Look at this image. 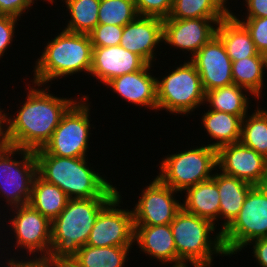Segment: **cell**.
Wrapping results in <instances>:
<instances>
[{"instance_id":"1","label":"cell","mask_w":267,"mask_h":267,"mask_svg":"<svg viewBox=\"0 0 267 267\" xmlns=\"http://www.w3.org/2000/svg\"><path fill=\"white\" fill-rule=\"evenodd\" d=\"M26 85L25 101L20 102L15 114H10L9 110L6 114L7 145L35 151L51 139L62 116L80 97L55 96L50 93L51 84L32 82Z\"/></svg>"},{"instance_id":"2","label":"cell","mask_w":267,"mask_h":267,"mask_svg":"<svg viewBox=\"0 0 267 267\" xmlns=\"http://www.w3.org/2000/svg\"><path fill=\"white\" fill-rule=\"evenodd\" d=\"M34 154L37 174L45 181L57 185L70 199L116 197L120 193L113 182L107 180L105 174L98 169L96 172L93 166L91 167L93 163H89L88 157L54 156L43 148L35 150Z\"/></svg>"},{"instance_id":"3","label":"cell","mask_w":267,"mask_h":267,"mask_svg":"<svg viewBox=\"0 0 267 267\" xmlns=\"http://www.w3.org/2000/svg\"><path fill=\"white\" fill-rule=\"evenodd\" d=\"M54 36L44 44L43 52H39L41 55L33 65V79L30 82L49 85L55 79L59 81L75 74L80 75L81 72L89 76L93 50L89 35L62 29Z\"/></svg>"},{"instance_id":"4","label":"cell","mask_w":267,"mask_h":267,"mask_svg":"<svg viewBox=\"0 0 267 267\" xmlns=\"http://www.w3.org/2000/svg\"><path fill=\"white\" fill-rule=\"evenodd\" d=\"M115 197L69 199L65 209L51 222V260H71L86 245L99 213Z\"/></svg>"},{"instance_id":"5","label":"cell","mask_w":267,"mask_h":267,"mask_svg":"<svg viewBox=\"0 0 267 267\" xmlns=\"http://www.w3.org/2000/svg\"><path fill=\"white\" fill-rule=\"evenodd\" d=\"M170 227L175 240L178 264L189 262L193 267H213L214 255L228 256L222 243V232L218 231L211 221L182 208L170 223Z\"/></svg>"},{"instance_id":"6","label":"cell","mask_w":267,"mask_h":267,"mask_svg":"<svg viewBox=\"0 0 267 267\" xmlns=\"http://www.w3.org/2000/svg\"><path fill=\"white\" fill-rule=\"evenodd\" d=\"M166 73L163 77H156L157 112L165 110L175 116L188 117L195 109L205 105L206 92L190 59Z\"/></svg>"},{"instance_id":"7","label":"cell","mask_w":267,"mask_h":267,"mask_svg":"<svg viewBox=\"0 0 267 267\" xmlns=\"http://www.w3.org/2000/svg\"><path fill=\"white\" fill-rule=\"evenodd\" d=\"M159 163L156 176L183 196L187 188L212 178L217 170V150L201 144L167 154Z\"/></svg>"},{"instance_id":"8","label":"cell","mask_w":267,"mask_h":267,"mask_svg":"<svg viewBox=\"0 0 267 267\" xmlns=\"http://www.w3.org/2000/svg\"><path fill=\"white\" fill-rule=\"evenodd\" d=\"M36 175L37 161L33 150L10 145L0 147V201L6 202L3 211L6 207L29 203Z\"/></svg>"},{"instance_id":"9","label":"cell","mask_w":267,"mask_h":267,"mask_svg":"<svg viewBox=\"0 0 267 267\" xmlns=\"http://www.w3.org/2000/svg\"><path fill=\"white\" fill-rule=\"evenodd\" d=\"M8 210L6 209V213L9 212L10 218L7 215L3 217L5 220H2L1 228L4 230L7 227L5 232L10 230L9 236L12 234L10 238L12 240L10 242L8 238L3 242L8 241L9 243H5L10 245L15 239L16 241L14 240L12 243L15 245L11 246L14 247V249L11 248L12 251L15 250L18 254L21 251L20 254L23 253L26 258L48 257L51 250V221L29 204L15 206ZM5 217H8L9 220Z\"/></svg>"},{"instance_id":"10","label":"cell","mask_w":267,"mask_h":267,"mask_svg":"<svg viewBox=\"0 0 267 267\" xmlns=\"http://www.w3.org/2000/svg\"><path fill=\"white\" fill-rule=\"evenodd\" d=\"M82 95L62 116L58 127L43 149L50 155L79 158L88 157L91 128V102L88 94ZM93 125V127H92ZM89 149V150H88Z\"/></svg>"},{"instance_id":"11","label":"cell","mask_w":267,"mask_h":267,"mask_svg":"<svg viewBox=\"0 0 267 267\" xmlns=\"http://www.w3.org/2000/svg\"><path fill=\"white\" fill-rule=\"evenodd\" d=\"M221 235L228 257L248 248L252 240L267 238V185L249 190L238 216Z\"/></svg>"},{"instance_id":"12","label":"cell","mask_w":267,"mask_h":267,"mask_svg":"<svg viewBox=\"0 0 267 267\" xmlns=\"http://www.w3.org/2000/svg\"><path fill=\"white\" fill-rule=\"evenodd\" d=\"M141 189L138 202L132 208L134 226H158L170 224L182 209L179 192L164 184L157 176ZM176 197V198H175Z\"/></svg>"},{"instance_id":"13","label":"cell","mask_w":267,"mask_h":267,"mask_svg":"<svg viewBox=\"0 0 267 267\" xmlns=\"http://www.w3.org/2000/svg\"><path fill=\"white\" fill-rule=\"evenodd\" d=\"M120 192L98 215L86 245L94 247L133 246L134 219L128 208H120L123 200ZM121 204V205H120Z\"/></svg>"},{"instance_id":"14","label":"cell","mask_w":267,"mask_h":267,"mask_svg":"<svg viewBox=\"0 0 267 267\" xmlns=\"http://www.w3.org/2000/svg\"><path fill=\"white\" fill-rule=\"evenodd\" d=\"M224 18L163 19V44L187 53L191 59L197 51L216 35L218 23ZM172 47V48H171ZM189 57V58H188Z\"/></svg>"},{"instance_id":"15","label":"cell","mask_w":267,"mask_h":267,"mask_svg":"<svg viewBox=\"0 0 267 267\" xmlns=\"http://www.w3.org/2000/svg\"><path fill=\"white\" fill-rule=\"evenodd\" d=\"M217 169L253 186L267 185V159L240 141L217 150Z\"/></svg>"},{"instance_id":"16","label":"cell","mask_w":267,"mask_h":267,"mask_svg":"<svg viewBox=\"0 0 267 267\" xmlns=\"http://www.w3.org/2000/svg\"><path fill=\"white\" fill-rule=\"evenodd\" d=\"M190 60L196 66L205 92L234 83L232 61L217 35L204 44Z\"/></svg>"},{"instance_id":"17","label":"cell","mask_w":267,"mask_h":267,"mask_svg":"<svg viewBox=\"0 0 267 267\" xmlns=\"http://www.w3.org/2000/svg\"><path fill=\"white\" fill-rule=\"evenodd\" d=\"M163 43V19L138 16L123 27L120 46L139 55L147 64H155L157 47Z\"/></svg>"},{"instance_id":"18","label":"cell","mask_w":267,"mask_h":267,"mask_svg":"<svg viewBox=\"0 0 267 267\" xmlns=\"http://www.w3.org/2000/svg\"><path fill=\"white\" fill-rule=\"evenodd\" d=\"M153 64H146L137 72L127 73L122 76L111 79L105 87L117 94L120 98L134 104L133 106L145 107L146 110H154L157 112V89L156 76L152 74L154 71ZM153 68V69H152Z\"/></svg>"},{"instance_id":"19","label":"cell","mask_w":267,"mask_h":267,"mask_svg":"<svg viewBox=\"0 0 267 267\" xmlns=\"http://www.w3.org/2000/svg\"><path fill=\"white\" fill-rule=\"evenodd\" d=\"M146 64L139 55L120 45L93 47L89 75L103 86L113 78L141 70Z\"/></svg>"},{"instance_id":"20","label":"cell","mask_w":267,"mask_h":267,"mask_svg":"<svg viewBox=\"0 0 267 267\" xmlns=\"http://www.w3.org/2000/svg\"><path fill=\"white\" fill-rule=\"evenodd\" d=\"M134 227V245L138 246L139 251L161 264H178V255L170 224Z\"/></svg>"},{"instance_id":"21","label":"cell","mask_w":267,"mask_h":267,"mask_svg":"<svg viewBox=\"0 0 267 267\" xmlns=\"http://www.w3.org/2000/svg\"><path fill=\"white\" fill-rule=\"evenodd\" d=\"M212 178L215 180L220 197L219 231L223 232L238 216L246 195L253 185L222 173L217 169Z\"/></svg>"},{"instance_id":"22","label":"cell","mask_w":267,"mask_h":267,"mask_svg":"<svg viewBox=\"0 0 267 267\" xmlns=\"http://www.w3.org/2000/svg\"><path fill=\"white\" fill-rule=\"evenodd\" d=\"M182 198V208L200 218L211 221L216 227L220 211V197L217 184L213 178L187 188ZM218 226H217V224Z\"/></svg>"},{"instance_id":"23","label":"cell","mask_w":267,"mask_h":267,"mask_svg":"<svg viewBox=\"0 0 267 267\" xmlns=\"http://www.w3.org/2000/svg\"><path fill=\"white\" fill-rule=\"evenodd\" d=\"M231 61L255 56L258 52L246 27L230 12L216 28Z\"/></svg>"},{"instance_id":"24","label":"cell","mask_w":267,"mask_h":267,"mask_svg":"<svg viewBox=\"0 0 267 267\" xmlns=\"http://www.w3.org/2000/svg\"><path fill=\"white\" fill-rule=\"evenodd\" d=\"M201 125L210 137L209 147H220L240 141L242 118L222 111L206 110L202 112ZM215 140V141H213Z\"/></svg>"},{"instance_id":"25","label":"cell","mask_w":267,"mask_h":267,"mask_svg":"<svg viewBox=\"0 0 267 267\" xmlns=\"http://www.w3.org/2000/svg\"><path fill=\"white\" fill-rule=\"evenodd\" d=\"M250 95L252 96L251 98H255L247 89L232 83L224 87L206 91L204 104L210 110L230 113L240 116L243 119L248 114V110L252 109L249 107V104L252 103L249 102L251 101L249 98Z\"/></svg>"},{"instance_id":"26","label":"cell","mask_w":267,"mask_h":267,"mask_svg":"<svg viewBox=\"0 0 267 267\" xmlns=\"http://www.w3.org/2000/svg\"><path fill=\"white\" fill-rule=\"evenodd\" d=\"M69 197L57 185L35 176L29 205L51 222L65 209Z\"/></svg>"},{"instance_id":"27","label":"cell","mask_w":267,"mask_h":267,"mask_svg":"<svg viewBox=\"0 0 267 267\" xmlns=\"http://www.w3.org/2000/svg\"><path fill=\"white\" fill-rule=\"evenodd\" d=\"M265 55L257 53L255 56L246 57L238 61H232L233 82L239 87L247 89L259 100L263 98L265 92ZM263 95V96H262Z\"/></svg>"},{"instance_id":"28","label":"cell","mask_w":267,"mask_h":267,"mask_svg":"<svg viewBox=\"0 0 267 267\" xmlns=\"http://www.w3.org/2000/svg\"><path fill=\"white\" fill-rule=\"evenodd\" d=\"M133 246L94 247L84 245L71 261L78 267H125Z\"/></svg>"},{"instance_id":"29","label":"cell","mask_w":267,"mask_h":267,"mask_svg":"<svg viewBox=\"0 0 267 267\" xmlns=\"http://www.w3.org/2000/svg\"><path fill=\"white\" fill-rule=\"evenodd\" d=\"M69 13L63 30L71 33L89 34L98 25V13L101 0H60Z\"/></svg>"},{"instance_id":"30","label":"cell","mask_w":267,"mask_h":267,"mask_svg":"<svg viewBox=\"0 0 267 267\" xmlns=\"http://www.w3.org/2000/svg\"><path fill=\"white\" fill-rule=\"evenodd\" d=\"M259 106L242 119L240 142L267 159V108Z\"/></svg>"},{"instance_id":"31","label":"cell","mask_w":267,"mask_h":267,"mask_svg":"<svg viewBox=\"0 0 267 267\" xmlns=\"http://www.w3.org/2000/svg\"><path fill=\"white\" fill-rule=\"evenodd\" d=\"M220 0H173L168 18H225L231 10Z\"/></svg>"},{"instance_id":"32","label":"cell","mask_w":267,"mask_h":267,"mask_svg":"<svg viewBox=\"0 0 267 267\" xmlns=\"http://www.w3.org/2000/svg\"><path fill=\"white\" fill-rule=\"evenodd\" d=\"M134 0H101L98 24L124 27L138 17Z\"/></svg>"},{"instance_id":"33","label":"cell","mask_w":267,"mask_h":267,"mask_svg":"<svg viewBox=\"0 0 267 267\" xmlns=\"http://www.w3.org/2000/svg\"><path fill=\"white\" fill-rule=\"evenodd\" d=\"M231 13L246 27L250 33L251 39L254 42L255 48L258 53L267 54V17L259 18H241L237 13ZM237 16H236V15Z\"/></svg>"},{"instance_id":"34","label":"cell","mask_w":267,"mask_h":267,"mask_svg":"<svg viewBox=\"0 0 267 267\" xmlns=\"http://www.w3.org/2000/svg\"><path fill=\"white\" fill-rule=\"evenodd\" d=\"M123 27L118 25L98 24L88 35L92 47L120 45Z\"/></svg>"},{"instance_id":"35","label":"cell","mask_w":267,"mask_h":267,"mask_svg":"<svg viewBox=\"0 0 267 267\" xmlns=\"http://www.w3.org/2000/svg\"><path fill=\"white\" fill-rule=\"evenodd\" d=\"M0 248L2 249L1 253L3 252L2 254H0L1 255L0 259H2L0 260V262L4 263L5 261V263H7L10 267H61V261L51 260L48 257L26 258L23 255L18 256V254H16L15 252L13 253V256H12L11 255L12 251L11 250L9 251L10 249L9 247L5 246L4 248L2 247ZM5 251H9L10 253L9 252L6 253ZM5 253L7 256L5 255ZM3 254H4V257H2ZM9 255H10V259L8 258Z\"/></svg>"},{"instance_id":"36","label":"cell","mask_w":267,"mask_h":267,"mask_svg":"<svg viewBox=\"0 0 267 267\" xmlns=\"http://www.w3.org/2000/svg\"><path fill=\"white\" fill-rule=\"evenodd\" d=\"M139 16L158 17L166 19L169 17L173 0H134Z\"/></svg>"},{"instance_id":"37","label":"cell","mask_w":267,"mask_h":267,"mask_svg":"<svg viewBox=\"0 0 267 267\" xmlns=\"http://www.w3.org/2000/svg\"><path fill=\"white\" fill-rule=\"evenodd\" d=\"M21 19L11 16V15H1L0 14V60L5 56L10 46L12 47V42H14L16 26L19 25L18 21ZM15 37V38H14Z\"/></svg>"},{"instance_id":"38","label":"cell","mask_w":267,"mask_h":267,"mask_svg":"<svg viewBox=\"0 0 267 267\" xmlns=\"http://www.w3.org/2000/svg\"><path fill=\"white\" fill-rule=\"evenodd\" d=\"M35 0H0V14L11 15L21 19L23 14H28Z\"/></svg>"},{"instance_id":"39","label":"cell","mask_w":267,"mask_h":267,"mask_svg":"<svg viewBox=\"0 0 267 267\" xmlns=\"http://www.w3.org/2000/svg\"><path fill=\"white\" fill-rule=\"evenodd\" d=\"M246 7L245 14L241 18H259L267 17V0H243Z\"/></svg>"},{"instance_id":"40","label":"cell","mask_w":267,"mask_h":267,"mask_svg":"<svg viewBox=\"0 0 267 267\" xmlns=\"http://www.w3.org/2000/svg\"><path fill=\"white\" fill-rule=\"evenodd\" d=\"M248 246H252V255L260 267H267V238H258L252 240Z\"/></svg>"},{"instance_id":"41","label":"cell","mask_w":267,"mask_h":267,"mask_svg":"<svg viewBox=\"0 0 267 267\" xmlns=\"http://www.w3.org/2000/svg\"><path fill=\"white\" fill-rule=\"evenodd\" d=\"M1 104V102H0ZM7 110L2 109L0 105V147L7 145V120L6 113Z\"/></svg>"},{"instance_id":"42","label":"cell","mask_w":267,"mask_h":267,"mask_svg":"<svg viewBox=\"0 0 267 267\" xmlns=\"http://www.w3.org/2000/svg\"><path fill=\"white\" fill-rule=\"evenodd\" d=\"M61 267H78L71 260H62Z\"/></svg>"},{"instance_id":"43","label":"cell","mask_w":267,"mask_h":267,"mask_svg":"<svg viewBox=\"0 0 267 267\" xmlns=\"http://www.w3.org/2000/svg\"><path fill=\"white\" fill-rule=\"evenodd\" d=\"M1 211H2V209L0 210V217H1V218H0V222H1L2 217H3L4 215H6L5 211H4V214L1 215V213H2ZM0 225H2V223H0ZM1 230H2V229H1V226H0V232H1L0 234L2 235L3 233H2ZM1 235H0V239H1L2 237H4L3 235H2V236H1ZM1 243H2V242H0V244H1ZM0 246H1V245H0ZM0 251H1V248H0Z\"/></svg>"},{"instance_id":"44","label":"cell","mask_w":267,"mask_h":267,"mask_svg":"<svg viewBox=\"0 0 267 267\" xmlns=\"http://www.w3.org/2000/svg\"><path fill=\"white\" fill-rule=\"evenodd\" d=\"M188 265H189L188 263L183 262L172 266L170 265L169 267H188Z\"/></svg>"},{"instance_id":"45","label":"cell","mask_w":267,"mask_h":267,"mask_svg":"<svg viewBox=\"0 0 267 267\" xmlns=\"http://www.w3.org/2000/svg\"><path fill=\"white\" fill-rule=\"evenodd\" d=\"M225 6H229V1L228 0H220ZM226 4H228V5H226Z\"/></svg>"},{"instance_id":"46","label":"cell","mask_w":267,"mask_h":267,"mask_svg":"<svg viewBox=\"0 0 267 267\" xmlns=\"http://www.w3.org/2000/svg\"><path fill=\"white\" fill-rule=\"evenodd\" d=\"M0 265H1L0 267H10V266H9L7 263H5V262H4V263L0 262Z\"/></svg>"},{"instance_id":"47","label":"cell","mask_w":267,"mask_h":267,"mask_svg":"<svg viewBox=\"0 0 267 267\" xmlns=\"http://www.w3.org/2000/svg\"><path fill=\"white\" fill-rule=\"evenodd\" d=\"M36 1V4H37V1L38 0H35ZM42 1V0H41ZM44 2H47L48 4L51 3V0H43Z\"/></svg>"},{"instance_id":"48","label":"cell","mask_w":267,"mask_h":267,"mask_svg":"<svg viewBox=\"0 0 267 267\" xmlns=\"http://www.w3.org/2000/svg\"><path fill=\"white\" fill-rule=\"evenodd\" d=\"M265 64H266V69H267V54L265 55ZM267 71V70H266ZM267 73V72H266Z\"/></svg>"},{"instance_id":"49","label":"cell","mask_w":267,"mask_h":267,"mask_svg":"<svg viewBox=\"0 0 267 267\" xmlns=\"http://www.w3.org/2000/svg\"><path fill=\"white\" fill-rule=\"evenodd\" d=\"M53 3H56V0H51V4L53 5Z\"/></svg>"}]
</instances>
